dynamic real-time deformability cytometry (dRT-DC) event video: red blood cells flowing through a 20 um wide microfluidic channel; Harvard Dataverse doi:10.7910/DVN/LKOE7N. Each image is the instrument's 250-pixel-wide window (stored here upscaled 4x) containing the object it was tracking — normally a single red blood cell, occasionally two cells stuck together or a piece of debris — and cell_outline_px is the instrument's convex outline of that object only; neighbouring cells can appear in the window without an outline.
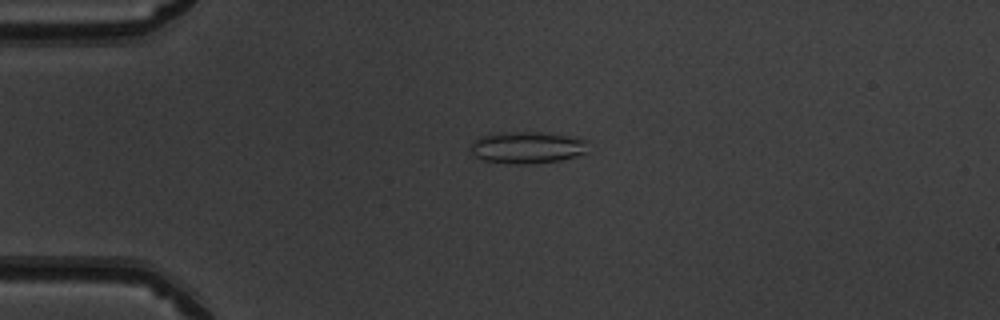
{"species": "common noctule bat (a hibernating species)", "species_latin": "Nyctalus noctula", "temperature_condition": "warm", "stored_images_in_passage": 51, "camera_frame_rate_fps": 3000, "um_per_image_px": 0.085, "animal": {"sex": "male", "body_mass_g": 19.5, "forearm_length_mm": 54.6}, "frame": {"image": 1, "passage_image": 13, "time_ms": 4.0, "image_size_px": [1000, 320], "cell_outline_px": [[588, 152], [560, 160], [528, 164], [512, 164], [484, 160], [476, 156], [472, 152], [472, 144], [480, 136], [496, 132], [540, 132], [568, 136], [588, 140]], "centroid_in_image_um": [44.84, 12.53], "position_along_channel_um": 40.2, "area_um2": 21.73}}
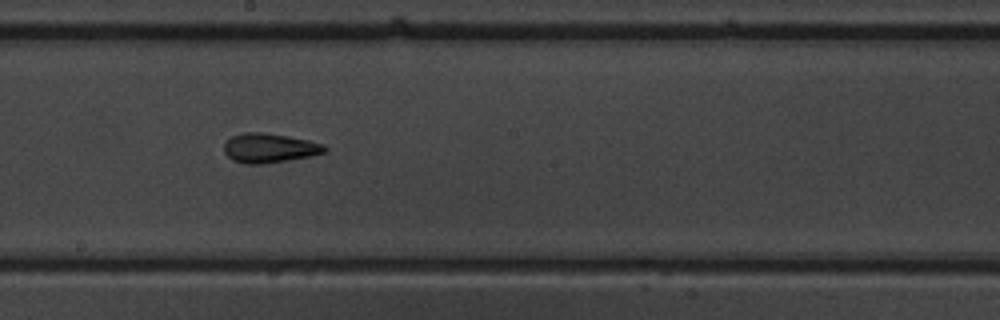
{"frame": {"image": 2, "passage_image": 29, "time_ms": 9.333, "image_size_px": [1000, 320], "cell_outline_px": [[328, 152], [312, 156], [260, 164], [244, 164], [232, 160], [224, 152], [224, 144], [232, 136], [244, 132], [260, 132], [288, 136], [308, 140], [324, 144], [328, 148]], "centroid_in_image_um": [22.92, 12.58], "position_along_channel_um": 225.3, "area_um2": 17.28}}
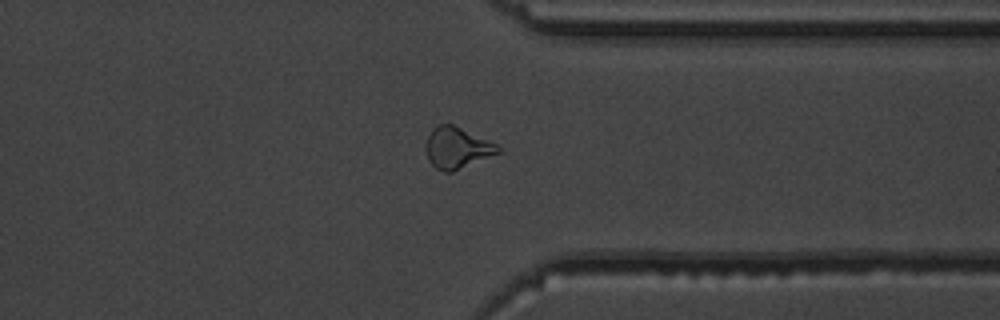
{"frame": {"image": 3, "passage_image": 40, "time_ms": 13.0, "image_size_px": [1000, 320], "cell_outline_px": [[504, 148], [500, 152], [452, 172], [444, 172], [436, 168], [428, 160], [424, 148], [428, 136], [432, 128], [436, 124], [452, 124], [496, 144]], "centroid_in_image_um": [38.81, 12.57], "position_along_channel_um": 372.6, "area_um2": 17.28}, "authors_computed_cell_mechanics": {"area_um2": 17.2822, "velocity_mm_per_s": 4.0545, "shape_relaxation_time_tau1_ms": null, "shape_relaxation_time_tau2_ms": 2.6875, "deformation_change_tau1": null, "deformation_change_tau2": 0.1123}}